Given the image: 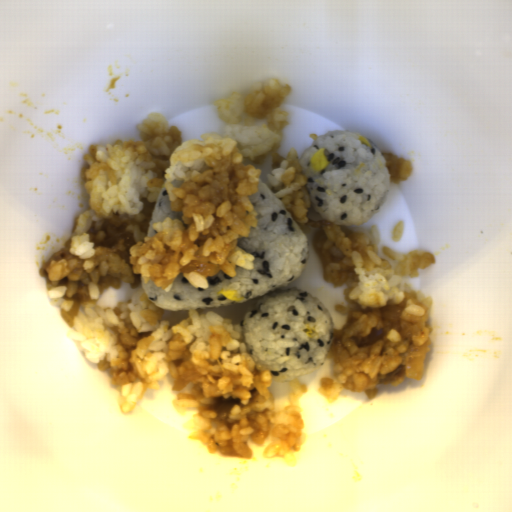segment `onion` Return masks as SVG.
Instances as JSON below:
<instances>
[{
	"mask_svg": "<svg viewBox=\"0 0 512 512\" xmlns=\"http://www.w3.org/2000/svg\"><path fill=\"white\" fill-rule=\"evenodd\" d=\"M432 344V340H427L423 345L411 344L408 346V351L403 360V366L406 367V371L403 377L409 379H422L427 353L429 351V345Z\"/></svg>",
	"mask_w": 512,
	"mask_h": 512,
	"instance_id": "06740285",
	"label": "onion"
},
{
	"mask_svg": "<svg viewBox=\"0 0 512 512\" xmlns=\"http://www.w3.org/2000/svg\"><path fill=\"white\" fill-rule=\"evenodd\" d=\"M74 304L72 307L66 311L64 308L62 310V316L68 326H73L75 315L78 314L79 308L86 307L88 305L96 304L97 299H91L88 295H84L81 293H77L73 296Z\"/></svg>",
	"mask_w": 512,
	"mask_h": 512,
	"instance_id": "6bf65262",
	"label": "onion"
}]
</instances>
